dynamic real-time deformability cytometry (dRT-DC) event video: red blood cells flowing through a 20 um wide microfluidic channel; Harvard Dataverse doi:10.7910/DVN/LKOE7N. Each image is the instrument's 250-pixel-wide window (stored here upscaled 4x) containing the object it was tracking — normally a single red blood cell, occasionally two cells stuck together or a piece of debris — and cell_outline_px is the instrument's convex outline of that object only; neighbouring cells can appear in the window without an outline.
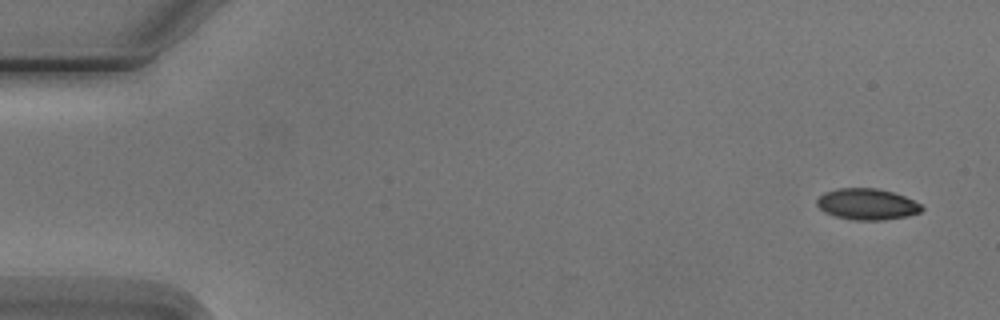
{"species": "Egyptian fruit bat (a non-hibernating species)", "species_latin": "Rousettus aegyptiacus", "temperature_condition": "cold", "stored_images_in_passage": 6, "camera_frame_rate_fps": 3000, "um_per_image_px": 0.085, "animal": {"sex": "male"}, "frame": {"image": 1, "passage_image": 1, "time_ms": 0.0, "image_size_px": [1000, 320], "cell_outline_px": [[924, 208], [920, 212], [908, 216], [880, 220], [852, 220], [836, 216], [824, 212], [816, 204], [816, 200], [824, 192], [840, 188], [876, 188], [892, 192], [904, 196], [920, 204]], "centroid_in_image_um": [73.68, 17.36], "position_along_channel_um": 11.3, "area_um2": 18.96}}
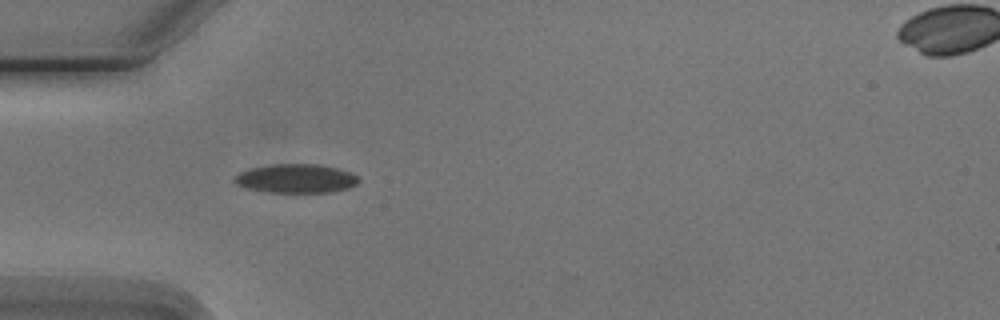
{"frame": {"image": 2, "passage_image": 5, "time_ms": 4.667, "image_size_px": [1000, 320], "cell_outline_px": [[360, 180], [356, 184], [348, 188], [332, 192], [264, 192], [248, 188], [236, 184], [232, 180], [232, 176], [248, 168], [272, 164], [320, 164], [336, 168], [348, 172], [356, 176]], "centroid_in_image_um": [25.1, 15.17], "position_along_channel_um": 59.9, "area_um2": 20.98}}
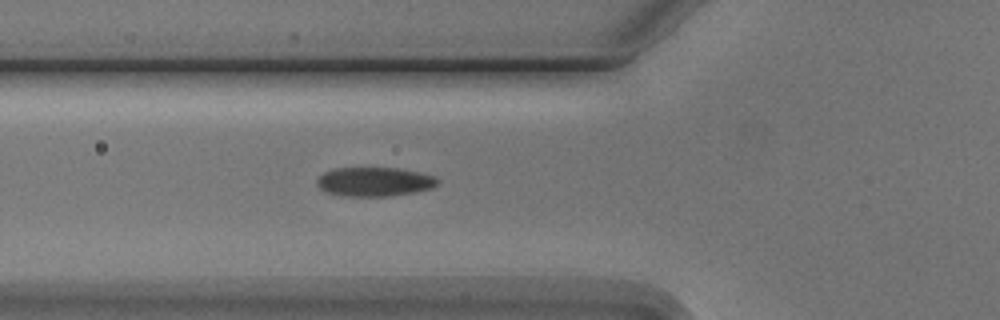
{"frame": {"image": 3, "passage_image": 6, "time_ms": 5.667, "image_size_px": [1000, 320], "cell_outline_px": [[440, 180], [432, 188], [416, 192], [388, 196], [344, 196], [324, 192], [316, 184], [316, 180], [324, 172], [336, 168], [396, 168], [420, 172], [436, 176]], "centroid_in_image_um": [31.83, 15.45], "position_along_channel_um": 94.0, "area_um2": 20.58}}